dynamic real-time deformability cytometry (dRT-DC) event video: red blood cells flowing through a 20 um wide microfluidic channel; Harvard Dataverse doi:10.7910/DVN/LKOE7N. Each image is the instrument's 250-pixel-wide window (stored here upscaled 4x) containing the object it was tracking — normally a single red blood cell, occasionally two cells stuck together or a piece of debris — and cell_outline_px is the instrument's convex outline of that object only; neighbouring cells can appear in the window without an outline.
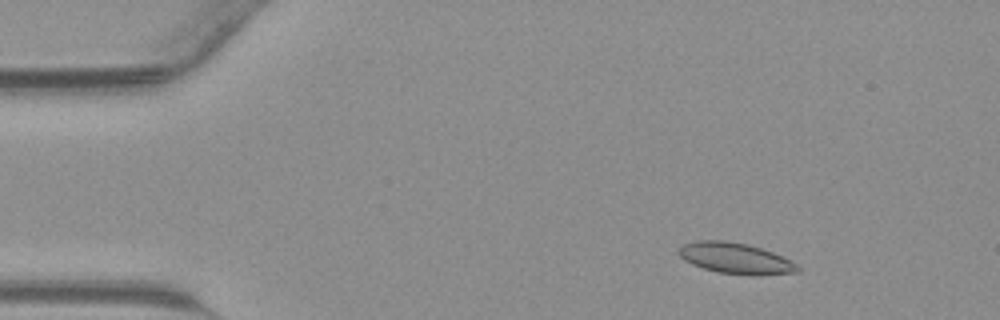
{"species": "common noctule bat (a hibernating species)", "species_latin": "Nyctalus noctula", "temperature_condition": "warm", "stored_images_in_passage": 45, "segment_of_instrument_passage": [1, 2], "camera_frame_rate_fps": 3000, "um_per_image_px": 0.085, "animal": {"sex": "male", "body_mass_g": 23.1, "forearm_length_mm": 52.7}, "frame": {"image": 1, "passage_image": 6, "time_ms": 1.667, "image_size_px": [1000, 320], "cell_outline_px": [[800, 272], [752, 276], [720, 272], [704, 268], [692, 264], [684, 260], [676, 252], [684, 244], [696, 240], [724, 240], [748, 244], [772, 252], [796, 264], [800, 268]], "centroid_in_image_um": [62.5, 21.95], "position_along_channel_um": 22.5, "area_um2": 21.33}}
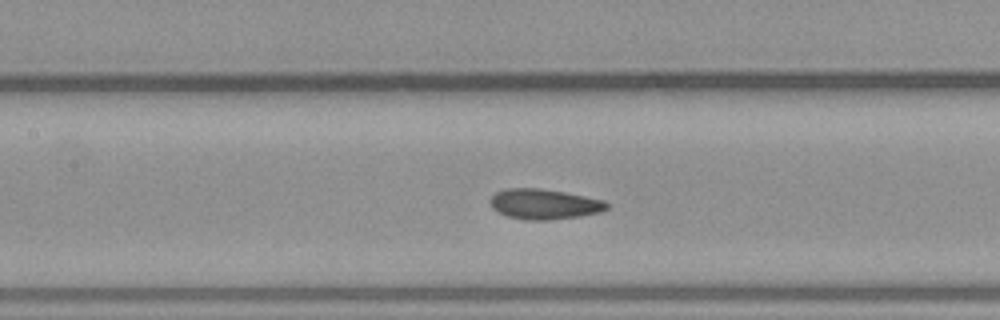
{"frame": {"image": 2, "passage_image": 20, "time_ms": 6.333, "image_size_px": [1000, 320], "cell_outline_px": [[612, 204], [608, 208], [600, 212], [580, 216], [548, 220], [524, 220], [508, 216], [492, 208], [488, 200], [496, 192], [508, 188], [540, 188], [564, 192], [604, 200]], "centroid_in_image_um": [46.27, 17.35], "position_along_channel_um": 161.1, "area_um2": 20.63}}
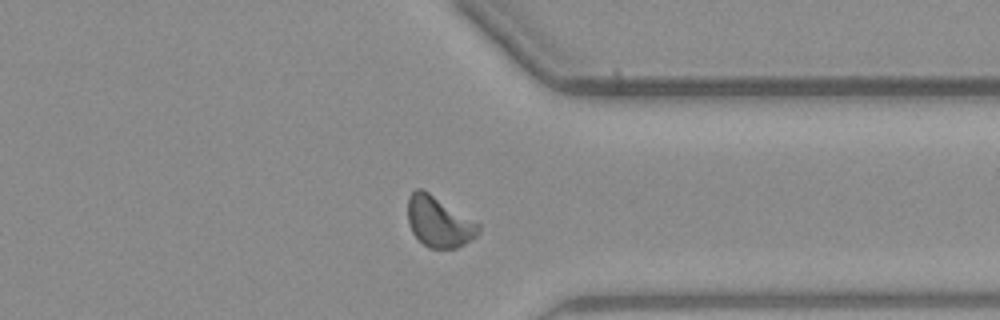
{"frame": {"image": 3, "passage_image": 34, "time_ms": 11.0, "image_size_px": [1000, 320], "cell_outline_px": [[480, 232], [472, 240], [456, 248], [428, 248], [412, 232], [408, 224], [408, 196], [416, 188], [420, 188], [428, 192], [480, 224]], "centroid_in_image_um": [37.3, 18.86], "position_along_channel_um": 374.1, "area_um2": 20.69}}